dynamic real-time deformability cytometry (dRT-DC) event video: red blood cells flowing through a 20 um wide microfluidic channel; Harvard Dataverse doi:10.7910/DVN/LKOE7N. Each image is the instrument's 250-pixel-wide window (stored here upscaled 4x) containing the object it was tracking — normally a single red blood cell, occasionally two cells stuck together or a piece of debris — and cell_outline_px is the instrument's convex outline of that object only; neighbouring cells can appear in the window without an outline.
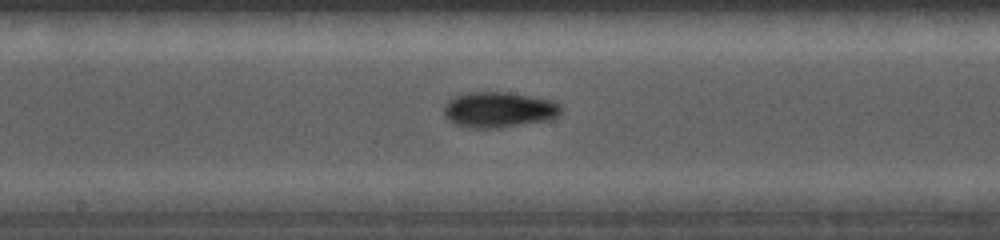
{"species": "common noctule bat (a hibernating species)", "species_latin": "Nyctalus noctula", "temperature_condition": "cold", "stored_images_in_passage": 35, "camera_frame_rate_fps": 5000, "um_per_image_px": 0.085, "animal": {"sex": "female", "body_mass_g": 19.0, "forearm_length_mm": 56.7}, "frame": {"image": 1, "passage_image": 21, "time_ms": 6.8, "image_size_px": [1000, 240], "cell_outline_px": [[560, 112], [556, 116], [548, 120], [500, 128], [472, 128], [456, 124], [448, 120], [444, 116], [444, 104], [448, 100], [456, 96], [468, 92], [508, 92], [552, 100], [560, 104]], "centroid_in_image_um": [42.37, 9.32], "position_along_channel_um": 205.8, "area_um2": 24.28}}
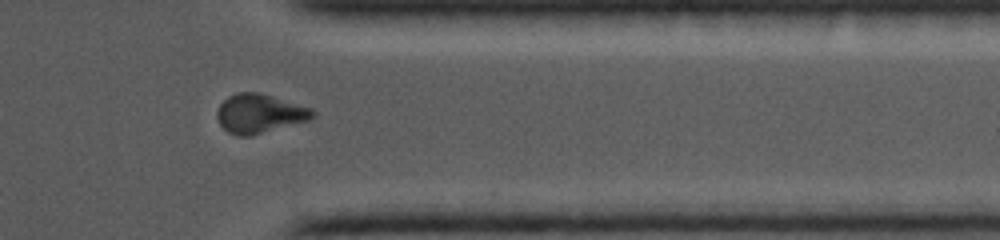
{"frame": {"image": 2, "passage_image": 31, "time_ms": 10.8, "image_size_px": [1000, 240], "cell_outline_px": [[316, 116], [308, 120], [248, 136], [240, 136], [228, 132], [220, 124], [216, 116], [216, 112], [220, 104], [228, 96], [236, 92], [260, 92], [312, 108], [316, 112]], "centroid_in_image_um": [22.05, 9.63], "position_along_channel_um": 389.3, "area_um2": 21.62}}
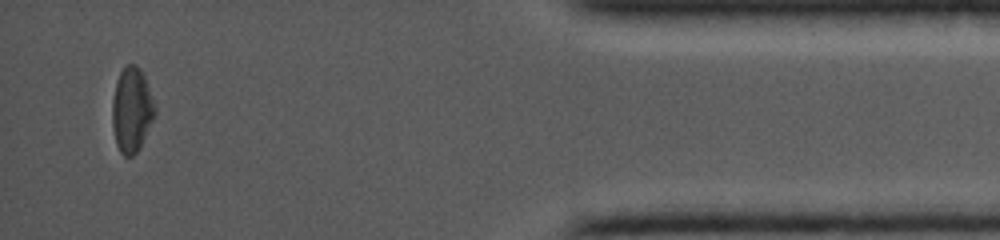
{"frame": {"image": 3, "passage_image": 34, "time_ms": 12.6, "image_size_px": [1000, 240], "cell_outline_px": [[156, 112], [140, 148], [132, 156], [124, 156], [120, 152], [116, 144], [112, 128], [112, 100], [116, 80], [120, 72], [128, 64], [136, 64], [140, 68], [144, 76], [156, 108]], "centroid_in_image_um": [11.18, 9.34], "position_along_channel_um": 424.0, "area_um2": 21.1}}